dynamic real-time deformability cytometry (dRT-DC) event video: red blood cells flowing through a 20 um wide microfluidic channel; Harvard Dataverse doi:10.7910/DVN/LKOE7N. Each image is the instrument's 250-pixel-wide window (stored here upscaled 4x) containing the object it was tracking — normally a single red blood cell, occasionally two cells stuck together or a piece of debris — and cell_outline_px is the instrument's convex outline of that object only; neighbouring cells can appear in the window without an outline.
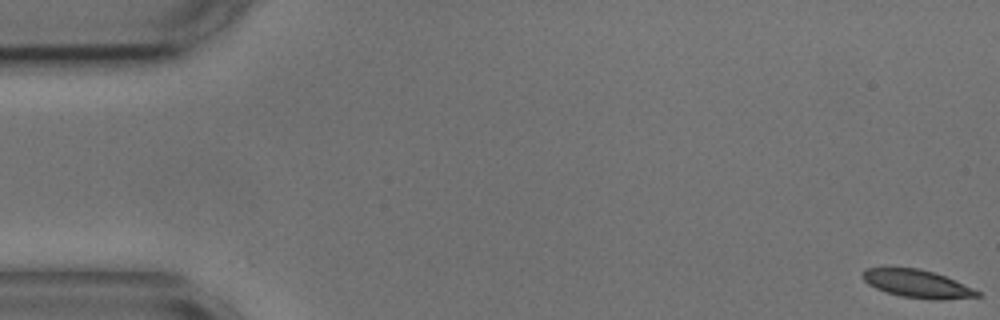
{"species": "common noctule bat (a hibernating species)", "species_latin": "Nyctalus noctula", "temperature_condition": "cold", "stored_images_in_passage": 55, "camera_frame_rate_fps": 3000, "um_per_image_px": 0.085, "animal": {"sex": "male", "body_mass_g": 17.9, "forearm_length_mm": 54.2}, "frame": {"image": 1, "passage_image": 1, "time_ms": 0.0, "image_size_px": [1000, 320], "cell_outline_px": [[980, 296], [944, 300], [932, 300], [900, 296], [884, 292], [868, 284], [864, 280], [860, 272], [864, 268], [920, 268], [944, 276], [972, 288], [980, 292]], "centroid_in_image_um": [77.92, 24.13], "position_along_channel_um": 7.1, "area_um2": 18.61}}
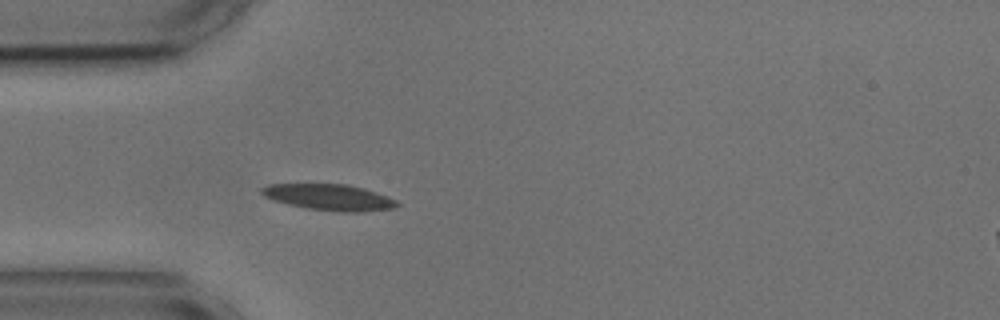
{"frame": {"image": 2, "passage_image": 16, "time_ms": 5.0, "image_size_px": [1000, 320], "cell_outline_px": [[400, 204], [396, 208], [360, 212], [340, 212], [308, 208], [288, 204], [264, 196], [260, 192], [260, 188], [268, 184], [348, 184], [364, 188], [388, 196], [396, 200]], "centroid_in_image_um": [28.02, 16.76], "position_along_channel_um": 57.0, "area_um2": 20.63}}
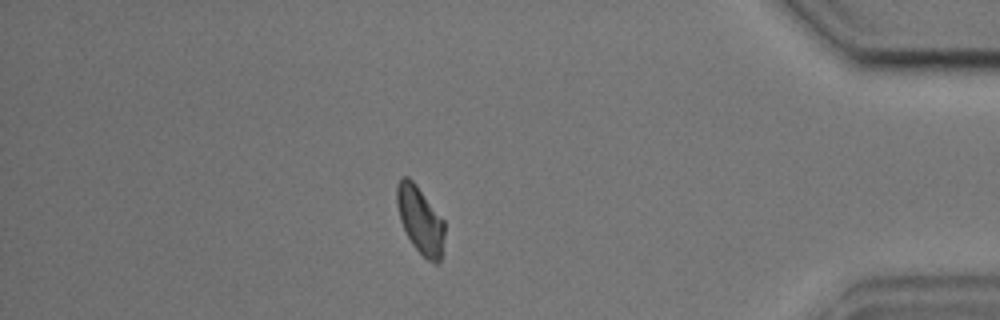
{"frame": {"image": 3, "passage_image": 48, "time_ms": 15.667, "image_size_px": [1000, 320], "cell_outline_px": [[444, 236], [440, 260], [436, 264], [428, 260], [412, 244], [400, 220], [396, 204], [396, 184], [400, 176], [408, 176], [416, 184], [444, 220]], "centroid_in_image_um": [35.69, 18.65], "position_along_channel_um": 399.5, "area_um2": 18.61}, "authors_computed_cell_mechanics": {"area_um2": 19.0162, "velocity_mm_per_s": 3.6141, "shape_relaxation_time_tau1_ms": 7.4352, "shape_relaxation_time_tau2_ms": 4.0599, "deformation_change_tau1": 0.166, "deformation_change_tau2": 0.0893}}